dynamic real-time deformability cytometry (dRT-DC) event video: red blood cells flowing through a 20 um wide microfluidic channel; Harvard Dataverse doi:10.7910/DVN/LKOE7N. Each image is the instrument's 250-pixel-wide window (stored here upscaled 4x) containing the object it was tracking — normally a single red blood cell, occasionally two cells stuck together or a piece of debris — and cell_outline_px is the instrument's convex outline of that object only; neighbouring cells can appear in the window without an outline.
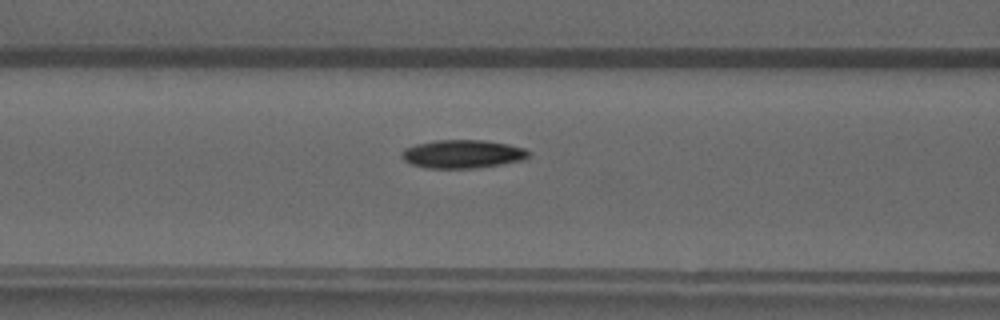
{"species": "common noctule bat (a hibernating species)", "species_latin": "Nyctalus noctula", "temperature_condition": "warm", "stored_images_in_passage": 36, "camera_frame_rate_fps": 3000, "um_per_image_px": 0.085, "animal": {"sex": "male", "forearm_length_mm": 52.5}, "frame": {"image": 1, "passage_image": 6, "time_ms": 1.667, "image_size_px": [1000, 320], "cell_outline_px": [[528, 156], [524, 160], [476, 168], [428, 168], [412, 164], [404, 160], [400, 156], [400, 152], [404, 148], [416, 144], [436, 140], [484, 140], [508, 144], [524, 148], [528, 152]], "centroid_in_image_um": [39.28, 13.09], "position_along_channel_um": 127.3, "area_um2": 20.92}}
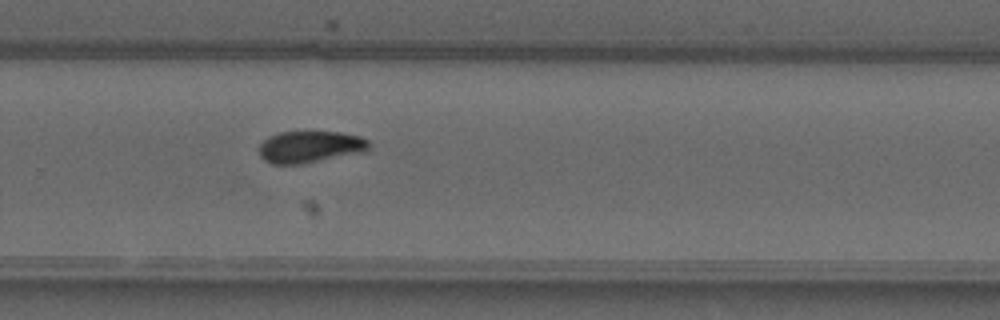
{"frame": {"image": 2, "passage_image": 19, "time_ms": 6.0, "image_size_px": [1000, 320], "cell_outline_px": [[372, 144], [364, 152], [300, 164], [272, 164], [264, 160], [260, 156], [260, 144], [268, 136], [280, 132], [340, 132], [360, 136], [368, 140]], "centroid_in_image_um": [26.36, 12.48], "position_along_channel_um": 303.4, "area_um2": 20.35}}
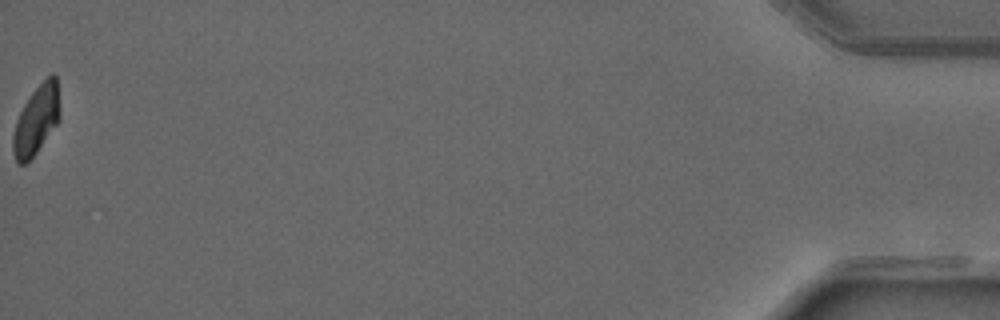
{"frame": {"image": 3, "passage_image": 36, "time_ms": 11.667, "image_size_px": [1000, 320], "cell_outline_px": [[60, 120], [36, 152], [24, 164], [20, 164], [16, 160], [12, 152], [12, 136], [16, 120], [24, 104], [32, 92], [52, 72], [56, 76], [60, 112]], "centroid_in_image_um": [3.09, 10.19], "position_along_channel_um": 432.1, "area_um2": 18.67}, "authors_computed_cell_mechanics": {"area_um2": 20.5479, "velocity_mm_per_s": 4.0801, "shape_relaxation_time_tau1_ms": 3.4151, "shape_relaxation_time_tau2_ms": 7.6269, "deformation_change_tau1": 0.1537, "deformation_change_tau2": 0.1048}}